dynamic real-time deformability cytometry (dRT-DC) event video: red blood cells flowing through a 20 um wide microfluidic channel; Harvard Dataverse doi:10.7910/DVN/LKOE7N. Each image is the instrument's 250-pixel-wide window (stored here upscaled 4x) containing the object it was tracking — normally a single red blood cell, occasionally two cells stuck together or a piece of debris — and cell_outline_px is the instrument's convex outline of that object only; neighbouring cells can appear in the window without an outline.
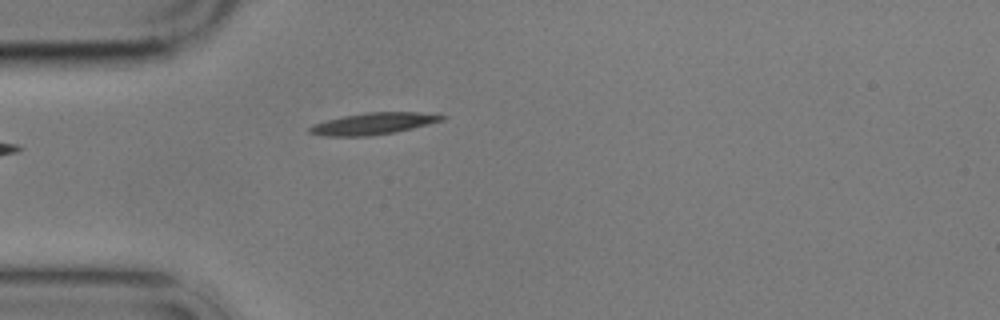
{"species": "common noctule bat (a hibernating species)", "species_latin": "Nyctalus noctula", "temperature_condition": "cold", "stored_images_in_passage": 2, "camera_frame_rate_fps": 3000, "um_per_image_px": 0.085, "animal": {"sex": "male", "body_mass_g": 17.9}, "frame": {"image": 1, "passage_image": 2, "time_ms": 1.333, "image_size_px": [1000, 320], "cell_outline_px": [[448, 116], [444, 120], [396, 132], [368, 136], [320, 136], [308, 132], [308, 128], [312, 124], [344, 116], [364, 112], [416, 112]], "centroid_in_image_um": [31.7, 10.51], "position_along_channel_um": 53.3, "area_um2": 16.7}}